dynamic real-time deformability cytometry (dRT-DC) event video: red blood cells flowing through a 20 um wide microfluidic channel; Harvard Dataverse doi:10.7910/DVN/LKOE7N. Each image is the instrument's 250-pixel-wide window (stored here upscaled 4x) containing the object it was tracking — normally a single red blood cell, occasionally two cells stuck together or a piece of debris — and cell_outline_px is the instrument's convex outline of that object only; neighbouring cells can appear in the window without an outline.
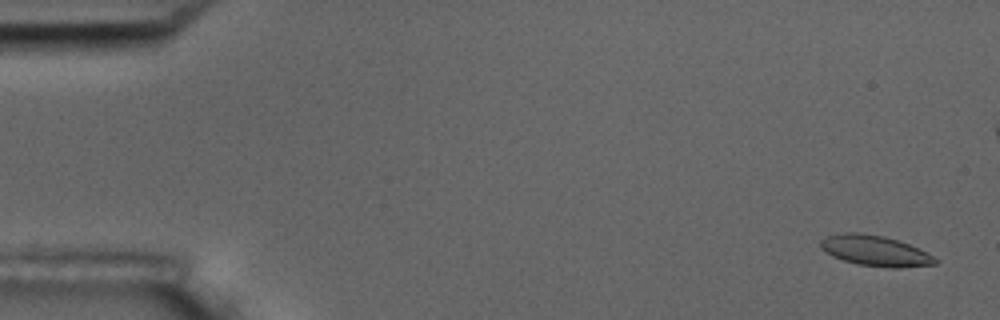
{"species": "common noctule bat (a hibernating species)", "species_latin": "Nyctalus noctula", "temperature_condition": "room temperature", "stored_images_in_passage": 58, "camera_frame_rate_fps": 3000, "um_per_image_px": 0.085, "animal": {"sex": "male", "body_mass_g": 17.5, "forearm_length_mm": 52.3}, "frame": {"image": 1, "passage_image": 3, "time_ms": 0.667, "image_size_px": [1000, 320], "cell_outline_px": [[940, 260], [936, 264], [900, 268], [892, 268], [856, 264], [832, 256], [820, 248], [820, 240], [824, 236], [836, 232], [860, 232], [884, 236], [908, 244]], "centroid_in_image_um": [74.32, 21.3], "position_along_channel_um": 10.7, "area_um2": 20.52}}
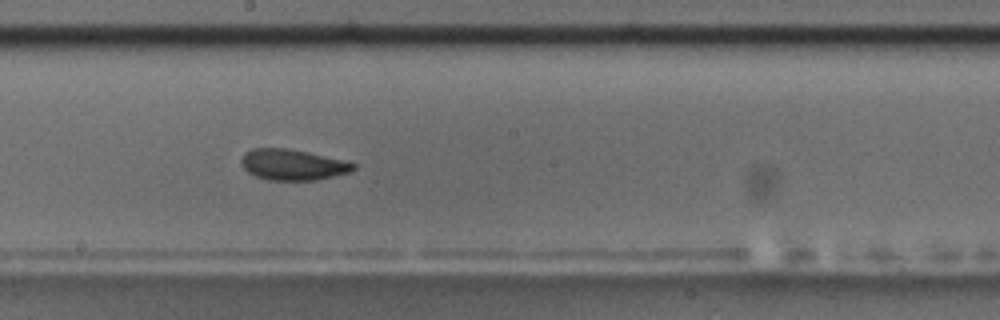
{"frame": {"image": 2, "passage_image": 32, "time_ms": 10.333, "image_size_px": [1000, 320], "cell_outline_px": [[356, 168], [352, 172], [316, 180], [268, 180], [256, 176], [248, 172], [240, 164], [240, 160], [244, 152], [252, 148], [288, 148], [308, 152], [356, 164]], "centroid_in_image_um": [24.84, 14.0], "position_along_channel_um": 223.4, "area_um2": 20.17}}
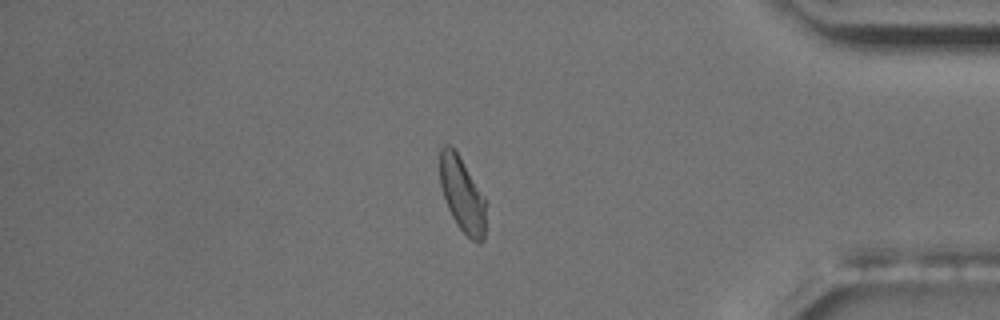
{"frame": {"image": 3, "passage_image": 49, "time_ms": 16.0, "image_size_px": [1000, 320], "cell_outline_px": [[488, 200], [484, 240], [480, 244], [472, 240], [456, 224], [448, 208], [440, 184], [440, 148], [444, 144], [452, 144]], "centroid_in_image_um": [39.34, 16.53], "position_along_channel_um": 395.9, "area_um2": 20.69}, "authors_computed_cell_mechanics": {"area_um2": 20.519, "velocity_mm_per_s": 3.5706, "shape_relaxation_time_tau1_ms": 5.2806, "shape_relaxation_time_tau2_ms": 1.6529, "deformation_change_tau1": 0.1208, "deformation_change_tau2": 0.0648}}